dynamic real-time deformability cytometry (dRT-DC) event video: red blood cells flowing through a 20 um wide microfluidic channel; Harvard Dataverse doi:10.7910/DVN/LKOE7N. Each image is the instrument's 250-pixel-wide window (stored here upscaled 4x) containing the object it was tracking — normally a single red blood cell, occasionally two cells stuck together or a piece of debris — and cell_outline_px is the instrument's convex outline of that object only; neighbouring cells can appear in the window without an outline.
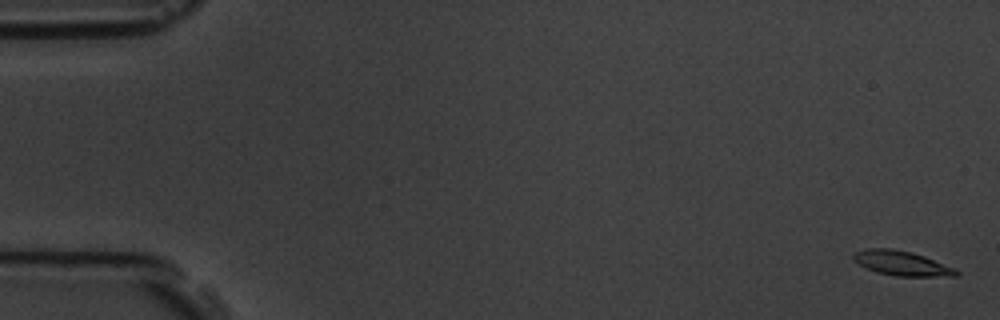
{"species": "common noctule bat (a hibernating species)", "species_latin": "Nyctalus noctula", "temperature_condition": "room temperature", "stored_images_in_passage": 7, "camera_frame_rate_fps": 3000, "um_per_image_px": 0.085, "animal": {"sex": "male", "body_mass_g": 19.5, "forearm_length_mm": 54.6}, "frame": {"image": 1, "passage_image": 1, "time_ms": 0.0, "image_size_px": [1000, 320], "cell_outline_px": [[960, 272], [956, 276], [896, 276], [876, 272], [852, 260], [852, 252], [868, 248], [892, 248], [912, 252], [924, 256], [956, 268]], "centroid_in_image_um": [76.64, 22.36], "position_along_channel_um": 8.4, "area_um2": 14.85}}
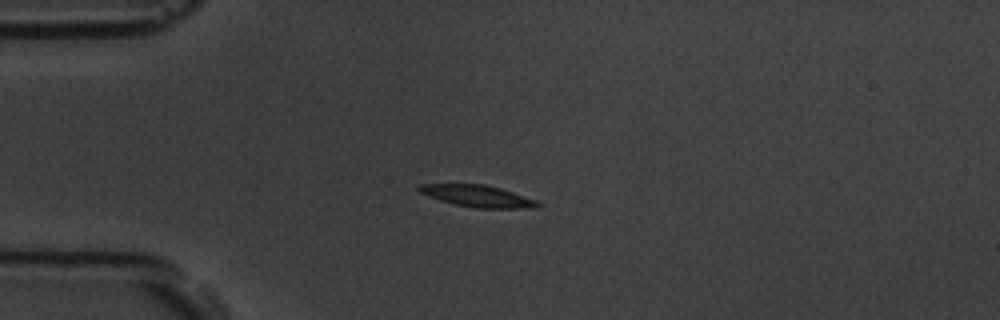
{"frame": {"image": 2, "passage_image": 5, "time_ms": 4.333, "image_size_px": [1000, 320], "cell_outline_px": [[544, 204], [536, 208], [476, 208], [456, 204], [440, 200], [428, 196], [420, 192], [416, 188], [420, 184], [484, 184], [500, 188], [536, 200]], "centroid_in_image_um": [40.62, 16.66], "position_along_channel_um": 44.4, "area_um2": 14.97}}
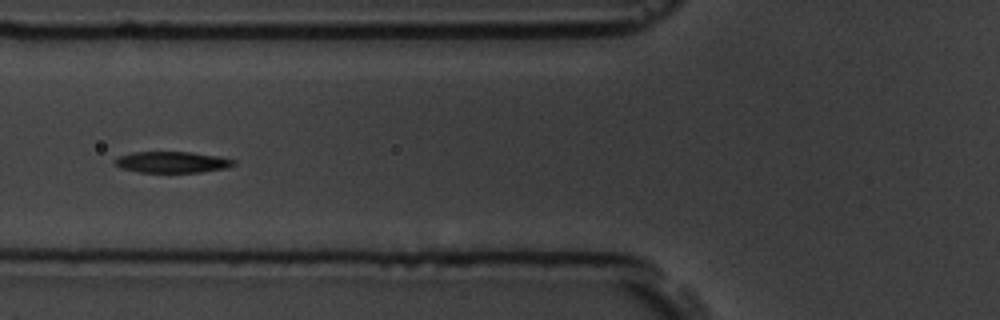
{"frame": {"image": 3, "passage_image": 7, "time_ms": 6.667, "image_size_px": [1000, 320], "cell_outline_px": [[236, 164], [228, 168], [200, 172], [140, 172], [120, 168], [112, 160], [120, 156], [132, 152], [192, 152], [220, 156], [236, 160]], "centroid_in_image_um": [14.67, 13.78], "position_along_channel_um": 111.1, "area_um2": 14.8}}